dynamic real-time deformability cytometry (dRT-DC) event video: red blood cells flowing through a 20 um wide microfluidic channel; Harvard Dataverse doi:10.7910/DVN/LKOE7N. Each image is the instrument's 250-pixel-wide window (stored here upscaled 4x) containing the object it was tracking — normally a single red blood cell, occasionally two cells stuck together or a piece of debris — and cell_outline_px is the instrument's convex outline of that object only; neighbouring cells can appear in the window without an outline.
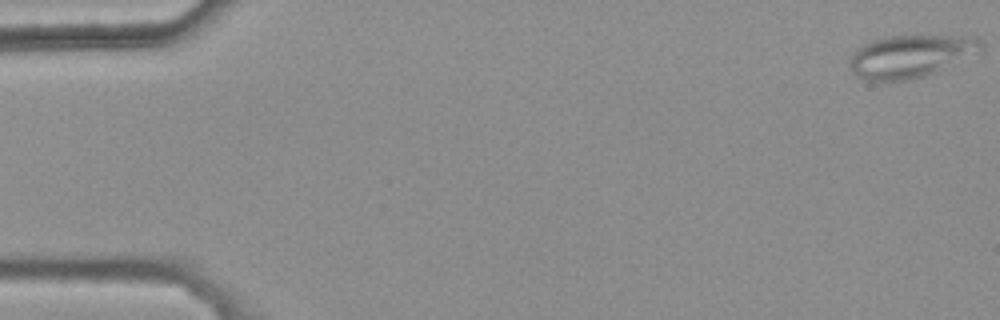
{"species": "common noctule bat (a hibernating species)", "species_latin": "Nyctalus noctula", "temperature_condition": "warm", "stored_images_in_passage": 48, "camera_frame_rate_fps": 3000, "um_per_image_px": 0.085, "animal": {"sex": "female", "body_mass_g": 25.1}, "frame": {"image": 1, "passage_image": 1, "time_ms": 0.0, "image_size_px": [1000, 320], "cell_outline_px": [[984, 48], [980, 52], [936, 72], [924, 76], [908, 80], [868, 80], [856, 76], [852, 72], [852, 56], [856, 48], [872, 40], [892, 36], [976, 36], [984, 44]], "centroid_in_image_um": [77.46, 4.76], "position_along_channel_um": 7.5, "area_um2": 32.37}}
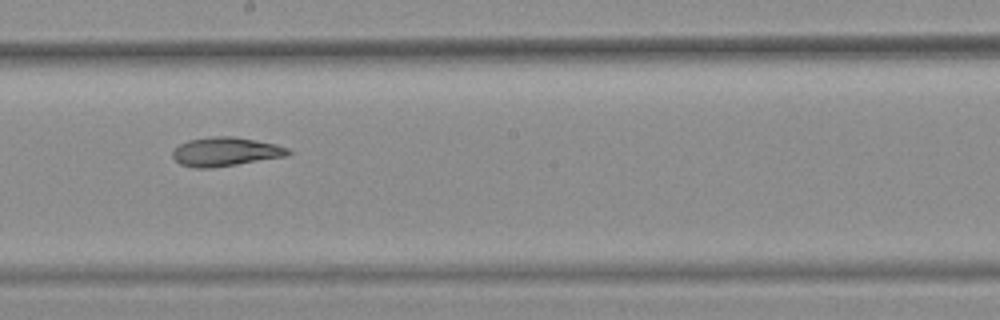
{"frame": {"image": 2, "passage_image": 30, "time_ms": 9.667, "image_size_px": [1000, 320], "cell_outline_px": [[292, 152], [288, 156], [236, 164], [208, 168], [196, 168], [180, 164], [172, 156], [172, 152], [180, 144], [188, 140], [216, 136], [236, 136], [276, 144], [288, 148]], "centroid_in_image_um": [19.19, 12.89], "position_along_channel_um": 229.0, "area_um2": 19.36}}
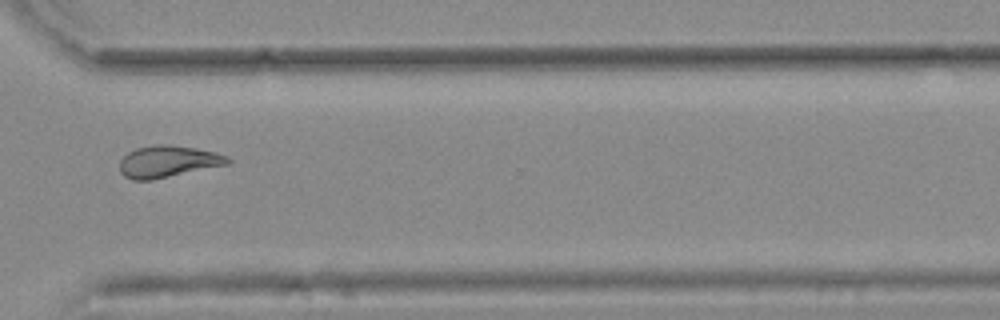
{"frame": {"image": 3, "passage_image": 40, "time_ms": 13.0, "image_size_px": [1000, 320], "cell_outline_px": [[232, 160], [228, 164], [152, 180], [132, 180], [124, 176], [120, 172], [120, 160], [128, 152], [136, 148], [156, 144], [168, 144], [196, 148], [216, 152], [228, 156]], "centroid_in_image_um": [14.27, 13.72], "position_along_channel_um": 356.3, "area_um2": 20.06}, "authors_computed_cell_mechanics": {"area_um2": 20.0566, "velocity_mm_per_s": 3.8013, "shape_relaxation_time_tau1_ms": null, "shape_relaxation_time_tau2_ms": 5.0162, "deformation_change_tau1": null, "deformation_change_tau2": 0.1236}}